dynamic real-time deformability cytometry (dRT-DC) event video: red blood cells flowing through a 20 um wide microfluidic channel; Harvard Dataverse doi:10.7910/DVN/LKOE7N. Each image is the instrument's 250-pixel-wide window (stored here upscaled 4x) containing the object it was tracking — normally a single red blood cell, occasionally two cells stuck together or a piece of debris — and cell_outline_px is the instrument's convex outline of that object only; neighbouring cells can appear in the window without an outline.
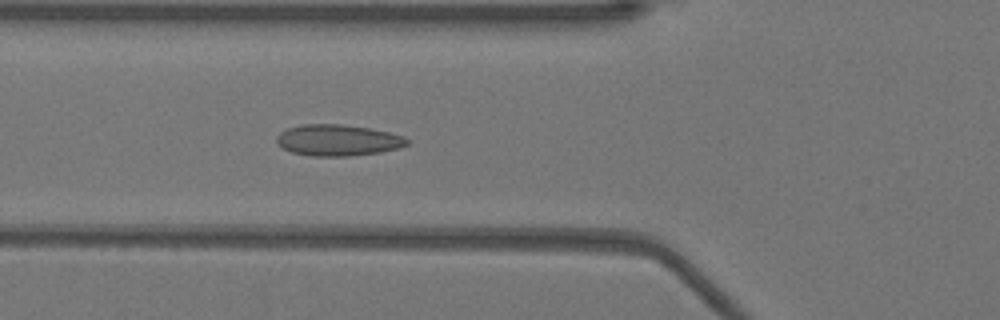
{"species": "Egyptian fruit bat (a non-hibernating species)", "species_latin": "Rousettus aegyptiacus", "temperature_condition": "warm", "stored_images_in_passage": 52, "camera_frame_rate_fps": 3000, "um_per_image_px": 0.085, "animal": {"sex": "female"}, "frame": {"image": 1, "passage_image": 19, "time_ms": 6.0, "image_size_px": [1000, 320], "cell_outline_px": [[408, 144], [400, 148], [380, 152], [348, 156], [312, 156], [292, 152], [276, 144], [276, 136], [280, 132], [288, 128], [300, 124], [340, 124], [372, 128], [404, 136], [408, 140]], "centroid_in_image_um": [28.71, 11.91], "position_along_channel_um": 97.1, "area_um2": 23.87}}
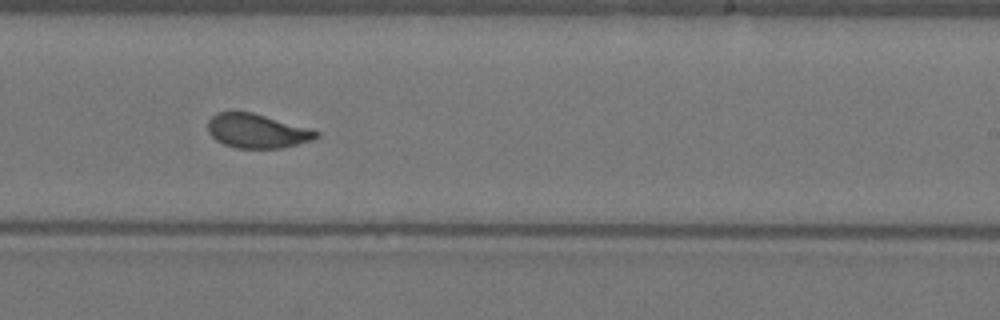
{"frame": {"image": 2, "passage_image": 32, "time_ms": 10.333, "image_size_px": [1000, 320], "cell_outline_px": [[320, 136], [312, 140], [280, 148], [236, 148], [224, 144], [216, 140], [208, 132], [208, 120], [216, 112], [252, 112], [320, 132]], "centroid_in_image_um": [21.81, 11.14], "position_along_channel_um": 267.2, "area_um2": 21.27}}
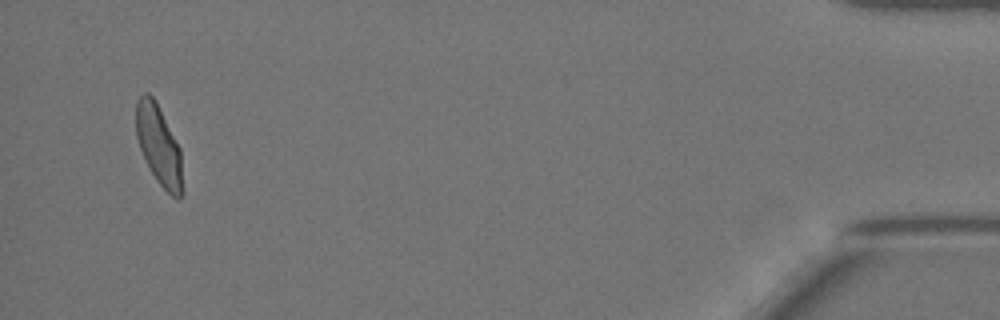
{"frame": {"image": 3, "passage_image": 50, "time_ms": 16.333, "image_size_px": [1000, 320], "cell_outline_px": [[184, 188], [180, 196], [172, 196], [156, 180], [148, 168], [144, 160], [136, 136], [136, 100], [144, 92], [148, 92], [156, 100], [180, 148]], "centroid_in_image_um": [13.49, 12.34], "position_along_channel_um": 421.7, "area_um2": 21.85}, "authors_computed_cell_mechanics": {"area_um2": 22.0796, "velocity_mm_per_s": 3.9201, "shape_relaxation_time_tau1_ms": 6.8134, "shape_relaxation_time_tau2_ms": null, "deformation_change_tau1": 0.1655, "deformation_change_tau2": null}}